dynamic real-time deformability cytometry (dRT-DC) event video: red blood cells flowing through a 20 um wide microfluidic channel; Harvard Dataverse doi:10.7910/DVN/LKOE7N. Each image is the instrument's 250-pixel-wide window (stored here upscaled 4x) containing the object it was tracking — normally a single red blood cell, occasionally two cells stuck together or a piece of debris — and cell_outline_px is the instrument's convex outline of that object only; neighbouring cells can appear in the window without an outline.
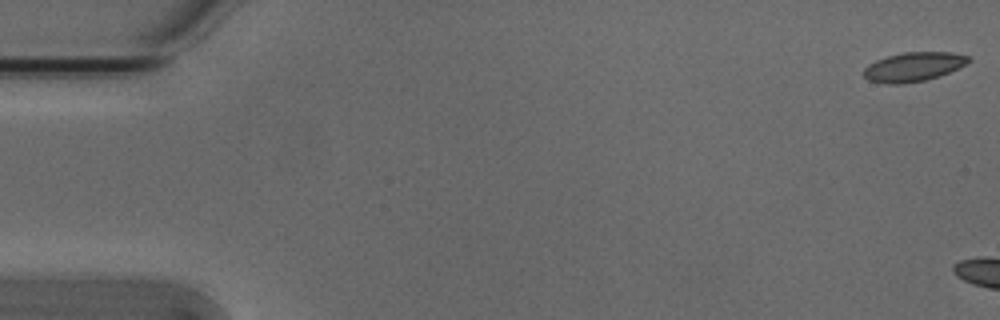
{"species": "Egyptian fruit bat (a non-hibernating species)", "species_latin": "Rousettus aegyptiacus", "temperature_condition": "cold", "stored_images_in_passage": 9, "camera_frame_rate_fps": 3000, "um_per_image_px": 0.085, "animal": {"sex": "male"}, "frame": {"image": 1, "passage_image": 1, "time_ms": 0.0, "image_size_px": [1000, 320], "cell_outline_px": [[972, 60], [948, 72], [924, 80], [904, 84], [888, 84], [868, 80], [864, 76], [864, 68], [868, 64], [876, 60], [888, 56], [904, 52], [952, 52], [968, 56]], "centroid_in_image_um": [77.6, 5.67], "position_along_channel_um": 7.4, "area_um2": 17.57}}